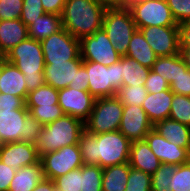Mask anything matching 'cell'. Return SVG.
I'll list each match as a JSON object with an SVG mask.
<instances>
[{
	"instance_id": "6da1fadb",
	"label": "cell",
	"mask_w": 190,
	"mask_h": 191,
	"mask_svg": "<svg viewBox=\"0 0 190 191\" xmlns=\"http://www.w3.org/2000/svg\"><path fill=\"white\" fill-rule=\"evenodd\" d=\"M131 144L119 130L97 135L84 130L78 141L83 164L101 168L128 163Z\"/></svg>"
},
{
	"instance_id": "7a4b0ae2",
	"label": "cell",
	"mask_w": 190,
	"mask_h": 191,
	"mask_svg": "<svg viewBox=\"0 0 190 191\" xmlns=\"http://www.w3.org/2000/svg\"><path fill=\"white\" fill-rule=\"evenodd\" d=\"M105 10L93 0H66L60 15L63 28L81 40L102 29Z\"/></svg>"
},
{
	"instance_id": "3957f363",
	"label": "cell",
	"mask_w": 190,
	"mask_h": 191,
	"mask_svg": "<svg viewBox=\"0 0 190 191\" xmlns=\"http://www.w3.org/2000/svg\"><path fill=\"white\" fill-rule=\"evenodd\" d=\"M5 60L24 74L28 93L45 85V62L40 41L31 38L21 41L7 52Z\"/></svg>"
},
{
	"instance_id": "277c9868",
	"label": "cell",
	"mask_w": 190,
	"mask_h": 191,
	"mask_svg": "<svg viewBox=\"0 0 190 191\" xmlns=\"http://www.w3.org/2000/svg\"><path fill=\"white\" fill-rule=\"evenodd\" d=\"M84 130L85 126L82 120L65 114L44 125L36 144L39 157L62 147L78 144Z\"/></svg>"
},
{
	"instance_id": "5b68a950",
	"label": "cell",
	"mask_w": 190,
	"mask_h": 191,
	"mask_svg": "<svg viewBox=\"0 0 190 191\" xmlns=\"http://www.w3.org/2000/svg\"><path fill=\"white\" fill-rule=\"evenodd\" d=\"M102 29L120 56H126L131 37L137 30L129 9L124 7L106 8Z\"/></svg>"
},
{
	"instance_id": "8992f818",
	"label": "cell",
	"mask_w": 190,
	"mask_h": 191,
	"mask_svg": "<svg viewBox=\"0 0 190 191\" xmlns=\"http://www.w3.org/2000/svg\"><path fill=\"white\" fill-rule=\"evenodd\" d=\"M83 66L89 75L88 91L95 99L117 95L122 87L120 60L110 66L83 60Z\"/></svg>"
},
{
	"instance_id": "52a82bcc",
	"label": "cell",
	"mask_w": 190,
	"mask_h": 191,
	"mask_svg": "<svg viewBox=\"0 0 190 191\" xmlns=\"http://www.w3.org/2000/svg\"><path fill=\"white\" fill-rule=\"evenodd\" d=\"M122 114L123 104L117 96L98 98L84 122L85 130L94 135L118 131Z\"/></svg>"
},
{
	"instance_id": "ba28073f",
	"label": "cell",
	"mask_w": 190,
	"mask_h": 191,
	"mask_svg": "<svg viewBox=\"0 0 190 191\" xmlns=\"http://www.w3.org/2000/svg\"><path fill=\"white\" fill-rule=\"evenodd\" d=\"M26 108L43 125L49 124L64 115L58 105V90L46 84L28 93Z\"/></svg>"
},
{
	"instance_id": "9c48e42d",
	"label": "cell",
	"mask_w": 190,
	"mask_h": 191,
	"mask_svg": "<svg viewBox=\"0 0 190 191\" xmlns=\"http://www.w3.org/2000/svg\"><path fill=\"white\" fill-rule=\"evenodd\" d=\"M44 178L54 180L83 165L78 144L62 147L40 157Z\"/></svg>"
},
{
	"instance_id": "30bf717a",
	"label": "cell",
	"mask_w": 190,
	"mask_h": 191,
	"mask_svg": "<svg viewBox=\"0 0 190 191\" xmlns=\"http://www.w3.org/2000/svg\"><path fill=\"white\" fill-rule=\"evenodd\" d=\"M137 29L149 26H178L166 0H145L129 8Z\"/></svg>"
},
{
	"instance_id": "8fae6325",
	"label": "cell",
	"mask_w": 190,
	"mask_h": 191,
	"mask_svg": "<svg viewBox=\"0 0 190 191\" xmlns=\"http://www.w3.org/2000/svg\"><path fill=\"white\" fill-rule=\"evenodd\" d=\"M44 62H65L82 59L80 40L64 28L41 41Z\"/></svg>"
},
{
	"instance_id": "7c38bea8",
	"label": "cell",
	"mask_w": 190,
	"mask_h": 191,
	"mask_svg": "<svg viewBox=\"0 0 190 191\" xmlns=\"http://www.w3.org/2000/svg\"><path fill=\"white\" fill-rule=\"evenodd\" d=\"M80 52L82 60L98 62L104 66L113 65L121 57L103 29L83 37L80 40Z\"/></svg>"
},
{
	"instance_id": "4fadbf2b",
	"label": "cell",
	"mask_w": 190,
	"mask_h": 191,
	"mask_svg": "<svg viewBox=\"0 0 190 191\" xmlns=\"http://www.w3.org/2000/svg\"><path fill=\"white\" fill-rule=\"evenodd\" d=\"M138 30L158 57L179 54V26H149Z\"/></svg>"
},
{
	"instance_id": "5bb4252c",
	"label": "cell",
	"mask_w": 190,
	"mask_h": 191,
	"mask_svg": "<svg viewBox=\"0 0 190 191\" xmlns=\"http://www.w3.org/2000/svg\"><path fill=\"white\" fill-rule=\"evenodd\" d=\"M95 100L89 91L75 90L71 87L58 90V105L63 113L83 122L91 114Z\"/></svg>"
},
{
	"instance_id": "9a60e30c",
	"label": "cell",
	"mask_w": 190,
	"mask_h": 191,
	"mask_svg": "<svg viewBox=\"0 0 190 191\" xmlns=\"http://www.w3.org/2000/svg\"><path fill=\"white\" fill-rule=\"evenodd\" d=\"M153 124L141 106L123 105L119 131L131 142L145 140Z\"/></svg>"
},
{
	"instance_id": "2e32d148",
	"label": "cell",
	"mask_w": 190,
	"mask_h": 191,
	"mask_svg": "<svg viewBox=\"0 0 190 191\" xmlns=\"http://www.w3.org/2000/svg\"><path fill=\"white\" fill-rule=\"evenodd\" d=\"M145 140L161 163L178 166L190 161V152L187 149L169 142L154 128L148 132Z\"/></svg>"
},
{
	"instance_id": "e0dca14e",
	"label": "cell",
	"mask_w": 190,
	"mask_h": 191,
	"mask_svg": "<svg viewBox=\"0 0 190 191\" xmlns=\"http://www.w3.org/2000/svg\"><path fill=\"white\" fill-rule=\"evenodd\" d=\"M0 160L16 170L40 162L36 145L24 141L0 145Z\"/></svg>"
},
{
	"instance_id": "ac0fdd59",
	"label": "cell",
	"mask_w": 190,
	"mask_h": 191,
	"mask_svg": "<svg viewBox=\"0 0 190 191\" xmlns=\"http://www.w3.org/2000/svg\"><path fill=\"white\" fill-rule=\"evenodd\" d=\"M83 66L82 59L65 62H45V84L60 90L74 84L76 72Z\"/></svg>"
},
{
	"instance_id": "d6986e66",
	"label": "cell",
	"mask_w": 190,
	"mask_h": 191,
	"mask_svg": "<svg viewBox=\"0 0 190 191\" xmlns=\"http://www.w3.org/2000/svg\"><path fill=\"white\" fill-rule=\"evenodd\" d=\"M29 114L26 106L14 109V113L0 114V143L25 142L24 119Z\"/></svg>"
},
{
	"instance_id": "ffe728a7",
	"label": "cell",
	"mask_w": 190,
	"mask_h": 191,
	"mask_svg": "<svg viewBox=\"0 0 190 191\" xmlns=\"http://www.w3.org/2000/svg\"><path fill=\"white\" fill-rule=\"evenodd\" d=\"M24 74L12 63L6 60L0 66V93L12 94L23 98L28 96Z\"/></svg>"
},
{
	"instance_id": "44dd1931",
	"label": "cell",
	"mask_w": 190,
	"mask_h": 191,
	"mask_svg": "<svg viewBox=\"0 0 190 191\" xmlns=\"http://www.w3.org/2000/svg\"><path fill=\"white\" fill-rule=\"evenodd\" d=\"M174 93L168 89L159 93H148L141 107L154 125L169 118Z\"/></svg>"
},
{
	"instance_id": "7402d4cb",
	"label": "cell",
	"mask_w": 190,
	"mask_h": 191,
	"mask_svg": "<svg viewBox=\"0 0 190 191\" xmlns=\"http://www.w3.org/2000/svg\"><path fill=\"white\" fill-rule=\"evenodd\" d=\"M128 163L130 167L153 175L161 162L151 151L146 140L134 141L131 144Z\"/></svg>"
},
{
	"instance_id": "603a6c76",
	"label": "cell",
	"mask_w": 190,
	"mask_h": 191,
	"mask_svg": "<svg viewBox=\"0 0 190 191\" xmlns=\"http://www.w3.org/2000/svg\"><path fill=\"white\" fill-rule=\"evenodd\" d=\"M160 136L190 152V127L167 118L153 125Z\"/></svg>"
},
{
	"instance_id": "cb8c5ba5",
	"label": "cell",
	"mask_w": 190,
	"mask_h": 191,
	"mask_svg": "<svg viewBox=\"0 0 190 191\" xmlns=\"http://www.w3.org/2000/svg\"><path fill=\"white\" fill-rule=\"evenodd\" d=\"M28 38V28L20 19L0 21V50H9Z\"/></svg>"
},
{
	"instance_id": "d4e9b609",
	"label": "cell",
	"mask_w": 190,
	"mask_h": 191,
	"mask_svg": "<svg viewBox=\"0 0 190 191\" xmlns=\"http://www.w3.org/2000/svg\"><path fill=\"white\" fill-rule=\"evenodd\" d=\"M44 178L41 162L16 171L8 191H32Z\"/></svg>"
},
{
	"instance_id": "484cf974",
	"label": "cell",
	"mask_w": 190,
	"mask_h": 191,
	"mask_svg": "<svg viewBox=\"0 0 190 191\" xmlns=\"http://www.w3.org/2000/svg\"><path fill=\"white\" fill-rule=\"evenodd\" d=\"M28 38L43 41L48 36L60 31L63 28L61 16L45 13L27 26Z\"/></svg>"
},
{
	"instance_id": "4316f807",
	"label": "cell",
	"mask_w": 190,
	"mask_h": 191,
	"mask_svg": "<svg viewBox=\"0 0 190 191\" xmlns=\"http://www.w3.org/2000/svg\"><path fill=\"white\" fill-rule=\"evenodd\" d=\"M126 56L139 62L141 65L152 68L158 56L137 29L131 37Z\"/></svg>"
},
{
	"instance_id": "83f0119b",
	"label": "cell",
	"mask_w": 190,
	"mask_h": 191,
	"mask_svg": "<svg viewBox=\"0 0 190 191\" xmlns=\"http://www.w3.org/2000/svg\"><path fill=\"white\" fill-rule=\"evenodd\" d=\"M130 168L129 163L103 168L102 191H125Z\"/></svg>"
},
{
	"instance_id": "f1b7e54d",
	"label": "cell",
	"mask_w": 190,
	"mask_h": 191,
	"mask_svg": "<svg viewBox=\"0 0 190 191\" xmlns=\"http://www.w3.org/2000/svg\"><path fill=\"white\" fill-rule=\"evenodd\" d=\"M119 60L121 61L122 86H144L151 69L128 56H121Z\"/></svg>"
},
{
	"instance_id": "f546056e",
	"label": "cell",
	"mask_w": 190,
	"mask_h": 191,
	"mask_svg": "<svg viewBox=\"0 0 190 191\" xmlns=\"http://www.w3.org/2000/svg\"><path fill=\"white\" fill-rule=\"evenodd\" d=\"M151 70L161 75L170 85L180 74V54L158 57Z\"/></svg>"
},
{
	"instance_id": "4dcf8cb0",
	"label": "cell",
	"mask_w": 190,
	"mask_h": 191,
	"mask_svg": "<svg viewBox=\"0 0 190 191\" xmlns=\"http://www.w3.org/2000/svg\"><path fill=\"white\" fill-rule=\"evenodd\" d=\"M169 118L190 127V96L174 93Z\"/></svg>"
},
{
	"instance_id": "1f68e13d",
	"label": "cell",
	"mask_w": 190,
	"mask_h": 191,
	"mask_svg": "<svg viewBox=\"0 0 190 191\" xmlns=\"http://www.w3.org/2000/svg\"><path fill=\"white\" fill-rule=\"evenodd\" d=\"M176 165L161 163L156 172L151 175V191H172V176Z\"/></svg>"
},
{
	"instance_id": "d6a6232c",
	"label": "cell",
	"mask_w": 190,
	"mask_h": 191,
	"mask_svg": "<svg viewBox=\"0 0 190 191\" xmlns=\"http://www.w3.org/2000/svg\"><path fill=\"white\" fill-rule=\"evenodd\" d=\"M103 168L99 165H82L81 191H102Z\"/></svg>"
},
{
	"instance_id": "836d02e7",
	"label": "cell",
	"mask_w": 190,
	"mask_h": 191,
	"mask_svg": "<svg viewBox=\"0 0 190 191\" xmlns=\"http://www.w3.org/2000/svg\"><path fill=\"white\" fill-rule=\"evenodd\" d=\"M147 90L144 86H122L117 91V97L123 105L141 106L147 97Z\"/></svg>"
},
{
	"instance_id": "e575fe53",
	"label": "cell",
	"mask_w": 190,
	"mask_h": 191,
	"mask_svg": "<svg viewBox=\"0 0 190 191\" xmlns=\"http://www.w3.org/2000/svg\"><path fill=\"white\" fill-rule=\"evenodd\" d=\"M151 175L136 168H130L125 191H151Z\"/></svg>"
},
{
	"instance_id": "d590c367",
	"label": "cell",
	"mask_w": 190,
	"mask_h": 191,
	"mask_svg": "<svg viewBox=\"0 0 190 191\" xmlns=\"http://www.w3.org/2000/svg\"><path fill=\"white\" fill-rule=\"evenodd\" d=\"M55 186L62 191H81L82 189V166L69 173L59 176L54 180Z\"/></svg>"
},
{
	"instance_id": "8d00e7d4",
	"label": "cell",
	"mask_w": 190,
	"mask_h": 191,
	"mask_svg": "<svg viewBox=\"0 0 190 191\" xmlns=\"http://www.w3.org/2000/svg\"><path fill=\"white\" fill-rule=\"evenodd\" d=\"M170 90L175 94L190 96V70L185 66L180 56V74L170 84Z\"/></svg>"
},
{
	"instance_id": "74e56055",
	"label": "cell",
	"mask_w": 190,
	"mask_h": 191,
	"mask_svg": "<svg viewBox=\"0 0 190 191\" xmlns=\"http://www.w3.org/2000/svg\"><path fill=\"white\" fill-rule=\"evenodd\" d=\"M172 188V191H190V161L176 166Z\"/></svg>"
},
{
	"instance_id": "f35d334b",
	"label": "cell",
	"mask_w": 190,
	"mask_h": 191,
	"mask_svg": "<svg viewBox=\"0 0 190 191\" xmlns=\"http://www.w3.org/2000/svg\"><path fill=\"white\" fill-rule=\"evenodd\" d=\"M45 14L41 0H23V8L20 20L28 26L38 17Z\"/></svg>"
},
{
	"instance_id": "ab89813d",
	"label": "cell",
	"mask_w": 190,
	"mask_h": 191,
	"mask_svg": "<svg viewBox=\"0 0 190 191\" xmlns=\"http://www.w3.org/2000/svg\"><path fill=\"white\" fill-rule=\"evenodd\" d=\"M23 0H0V21L20 19Z\"/></svg>"
},
{
	"instance_id": "60d3db41",
	"label": "cell",
	"mask_w": 190,
	"mask_h": 191,
	"mask_svg": "<svg viewBox=\"0 0 190 191\" xmlns=\"http://www.w3.org/2000/svg\"><path fill=\"white\" fill-rule=\"evenodd\" d=\"M173 18L179 25L190 21V0H166Z\"/></svg>"
},
{
	"instance_id": "b9f144b4",
	"label": "cell",
	"mask_w": 190,
	"mask_h": 191,
	"mask_svg": "<svg viewBox=\"0 0 190 191\" xmlns=\"http://www.w3.org/2000/svg\"><path fill=\"white\" fill-rule=\"evenodd\" d=\"M24 125H26L25 142L36 145L44 125L37 121L30 113L25 117Z\"/></svg>"
},
{
	"instance_id": "7bdbcfd3",
	"label": "cell",
	"mask_w": 190,
	"mask_h": 191,
	"mask_svg": "<svg viewBox=\"0 0 190 191\" xmlns=\"http://www.w3.org/2000/svg\"><path fill=\"white\" fill-rule=\"evenodd\" d=\"M26 101L12 94L0 93V114L14 113V109H23Z\"/></svg>"
},
{
	"instance_id": "ee69618b",
	"label": "cell",
	"mask_w": 190,
	"mask_h": 191,
	"mask_svg": "<svg viewBox=\"0 0 190 191\" xmlns=\"http://www.w3.org/2000/svg\"><path fill=\"white\" fill-rule=\"evenodd\" d=\"M145 89L147 93H159L170 89V85L161 75L150 70L148 77L145 80Z\"/></svg>"
},
{
	"instance_id": "f6af8a7d",
	"label": "cell",
	"mask_w": 190,
	"mask_h": 191,
	"mask_svg": "<svg viewBox=\"0 0 190 191\" xmlns=\"http://www.w3.org/2000/svg\"><path fill=\"white\" fill-rule=\"evenodd\" d=\"M16 171V169L7 166L0 160V191H8Z\"/></svg>"
},
{
	"instance_id": "bcb514c9",
	"label": "cell",
	"mask_w": 190,
	"mask_h": 191,
	"mask_svg": "<svg viewBox=\"0 0 190 191\" xmlns=\"http://www.w3.org/2000/svg\"><path fill=\"white\" fill-rule=\"evenodd\" d=\"M89 75L84 66H82L78 72H76V76L74 78V84H70L69 87L74 88L75 90H83L88 91L89 87Z\"/></svg>"
},
{
	"instance_id": "7dc6e473",
	"label": "cell",
	"mask_w": 190,
	"mask_h": 191,
	"mask_svg": "<svg viewBox=\"0 0 190 191\" xmlns=\"http://www.w3.org/2000/svg\"><path fill=\"white\" fill-rule=\"evenodd\" d=\"M66 0H41L45 13L61 15Z\"/></svg>"
},
{
	"instance_id": "c3c4849f",
	"label": "cell",
	"mask_w": 190,
	"mask_h": 191,
	"mask_svg": "<svg viewBox=\"0 0 190 191\" xmlns=\"http://www.w3.org/2000/svg\"><path fill=\"white\" fill-rule=\"evenodd\" d=\"M178 26L180 46H190V21L183 22Z\"/></svg>"
},
{
	"instance_id": "681fc988",
	"label": "cell",
	"mask_w": 190,
	"mask_h": 191,
	"mask_svg": "<svg viewBox=\"0 0 190 191\" xmlns=\"http://www.w3.org/2000/svg\"><path fill=\"white\" fill-rule=\"evenodd\" d=\"M32 191H54V181L43 178Z\"/></svg>"
},
{
	"instance_id": "f907efd6",
	"label": "cell",
	"mask_w": 190,
	"mask_h": 191,
	"mask_svg": "<svg viewBox=\"0 0 190 191\" xmlns=\"http://www.w3.org/2000/svg\"><path fill=\"white\" fill-rule=\"evenodd\" d=\"M179 54L185 66L190 70V46H180Z\"/></svg>"
},
{
	"instance_id": "816d5d0a",
	"label": "cell",
	"mask_w": 190,
	"mask_h": 191,
	"mask_svg": "<svg viewBox=\"0 0 190 191\" xmlns=\"http://www.w3.org/2000/svg\"><path fill=\"white\" fill-rule=\"evenodd\" d=\"M96 3L104 6L105 8L121 7L122 0H93Z\"/></svg>"
},
{
	"instance_id": "f5cc1de1",
	"label": "cell",
	"mask_w": 190,
	"mask_h": 191,
	"mask_svg": "<svg viewBox=\"0 0 190 191\" xmlns=\"http://www.w3.org/2000/svg\"><path fill=\"white\" fill-rule=\"evenodd\" d=\"M143 1H145V0H122L121 7L129 9L134 4H137V3H140Z\"/></svg>"
},
{
	"instance_id": "db71d44e",
	"label": "cell",
	"mask_w": 190,
	"mask_h": 191,
	"mask_svg": "<svg viewBox=\"0 0 190 191\" xmlns=\"http://www.w3.org/2000/svg\"><path fill=\"white\" fill-rule=\"evenodd\" d=\"M5 61V54L0 50V66Z\"/></svg>"
},
{
	"instance_id": "11a10c76",
	"label": "cell",
	"mask_w": 190,
	"mask_h": 191,
	"mask_svg": "<svg viewBox=\"0 0 190 191\" xmlns=\"http://www.w3.org/2000/svg\"><path fill=\"white\" fill-rule=\"evenodd\" d=\"M54 191H62L60 188H57L54 183Z\"/></svg>"
}]
</instances>
